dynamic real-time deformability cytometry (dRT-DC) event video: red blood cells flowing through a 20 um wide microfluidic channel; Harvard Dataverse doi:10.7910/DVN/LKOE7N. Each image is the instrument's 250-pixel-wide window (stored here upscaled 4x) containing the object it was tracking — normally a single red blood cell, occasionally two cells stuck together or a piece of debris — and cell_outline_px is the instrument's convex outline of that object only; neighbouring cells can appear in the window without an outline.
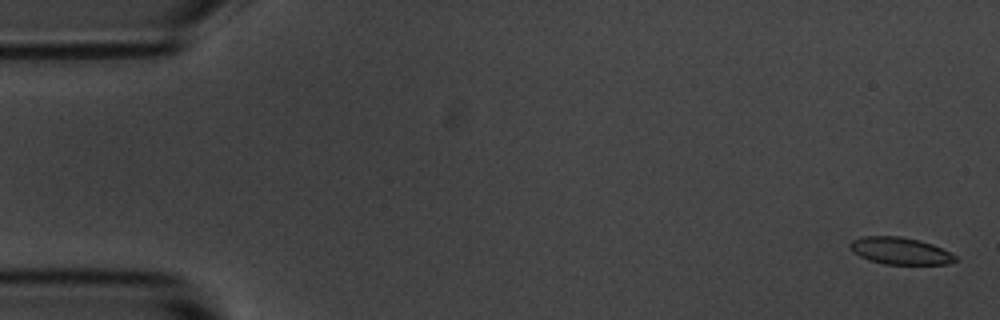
{"species": "common noctule bat (a hibernating species)", "species_latin": "Nyctalus noctula", "temperature_condition": "room temperature", "stored_images_in_passage": 55, "camera_frame_rate_fps": 3000, "um_per_image_px": 0.085, "animal": {"sex": "male", "body_mass_g": 20.1, "forearm_length_mm": 53.5}, "frame": {"image": 1, "passage_image": 2, "time_ms": 0.333, "image_size_px": [1000, 320], "cell_outline_px": [[960, 260], [948, 264], [884, 264], [868, 260], [852, 252], [848, 248], [848, 244], [852, 240], [864, 236], [900, 236], [920, 240], [932, 244], [956, 256]], "centroid_in_image_um": [76.48, 21.32], "position_along_channel_um": 8.5, "area_um2": 16.7}}
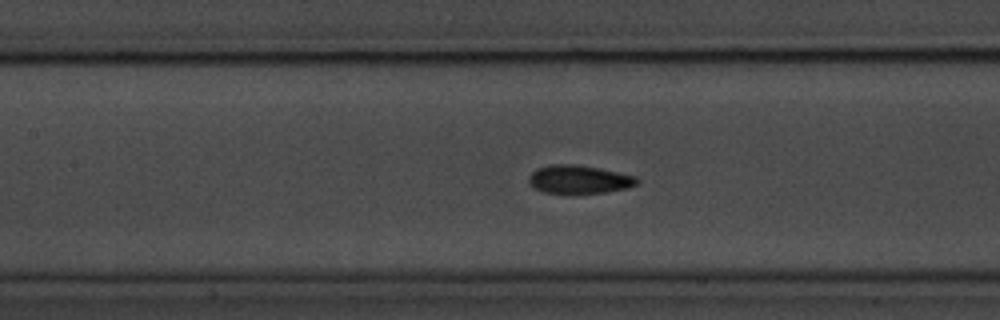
{"frame": {"image": 2, "passage_image": 25, "time_ms": 8.0, "image_size_px": [1000, 320], "cell_outline_px": [[640, 180], [636, 184], [628, 188], [604, 192], [572, 196], [544, 192], [528, 184], [528, 176], [536, 168], [552, 164], [576, 164], [600, 168], [636, 176]], "centroid_in_image_um": [49.19, 15.28], "position_along_channel_um": 158.2, "area_um2": 18.55}}
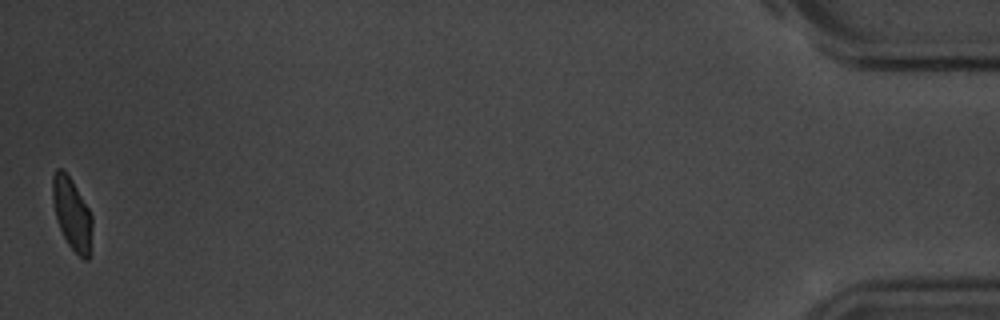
{"frame": {"image": 3, "passage_image": 55, "time_ms": 18.0, "image_size_px": [1000, 320], "cell_outline_px": [[92, 228], [88, 260], [84, 260], [68, 244], [56, 220], [52, 200], [52, 176], [56, 168], [60, 168], [72, 180], [88, 208], [92, 216]], "centroid_in_image_um": [6.1, 18.16], "position_along_channel_um": 429.1, "area_um2": 16.42}, "authors_computed_cell_mechanics": {"area_um2": 17.5712, "velocity_mm_per_s": 3.6608, "shape_relaxation_time_tau1_ms": 3.7211, "shape_relaxation_time_tau2_ms": 1.1138, "deformation_change_tau1": 0.1077, "deformation_change_tau2": 0.073}}